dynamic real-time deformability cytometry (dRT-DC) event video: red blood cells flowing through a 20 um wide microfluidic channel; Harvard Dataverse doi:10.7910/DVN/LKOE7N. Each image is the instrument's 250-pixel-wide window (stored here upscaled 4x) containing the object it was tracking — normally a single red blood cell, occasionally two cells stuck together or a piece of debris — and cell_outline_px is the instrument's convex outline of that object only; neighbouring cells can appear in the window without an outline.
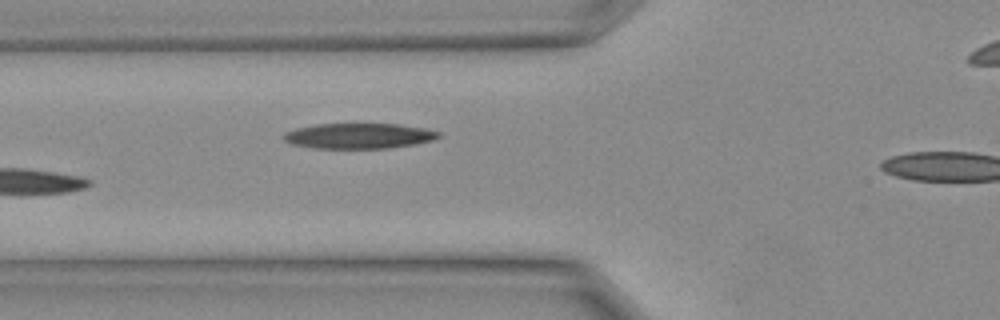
{"species": "Egyptian fruit bat (a non-hibernating species)", "species_latin": "Rousettus aegyptiacus", "temperature_condition": "warm", "stored_images_in_passage": 7, "camera_frame_rate_fps": 3000, "um_per_image_px": 0.085, "animal": {"sex": "female"}, "frame": {"image": 1, "passage_image": 7, "time_ms": 2.0, "image_size_px": [1000, 320], "cell_outline_px": [[440, 136], [432, 140], [412, 144], [388, 148], [312, 148], [292, 144], [284, 140], [280, 136], [284, 132], [296, 128], [316, 124], [396, 124], [424, 128], [440, 132]], "centroid_in_image_um": [30.43, 11.55], "position_along_channel_um": 95.4, "area_um2": 22.83}}